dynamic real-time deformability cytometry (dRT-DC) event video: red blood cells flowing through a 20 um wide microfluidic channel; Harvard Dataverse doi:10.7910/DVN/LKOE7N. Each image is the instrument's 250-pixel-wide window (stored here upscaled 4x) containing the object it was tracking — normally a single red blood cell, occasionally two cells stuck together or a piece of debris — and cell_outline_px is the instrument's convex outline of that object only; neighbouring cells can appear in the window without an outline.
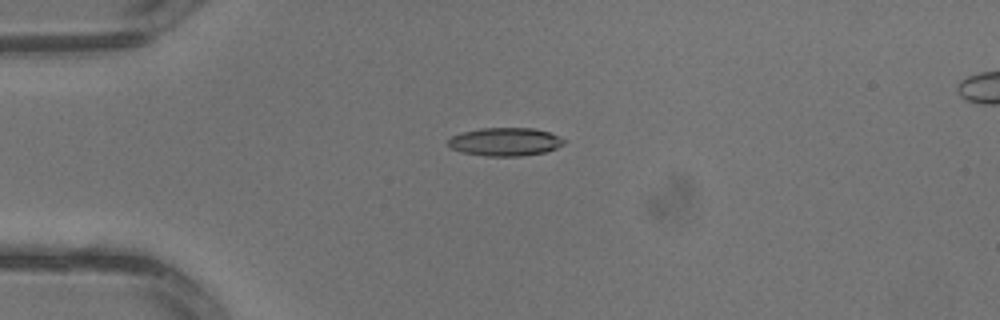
{"species": "common noctule bat (a hibernating species)", "species_latin": "Nyctalus noctula", "temperature_condition": "warm", "stored_images_in_passage": 4, "camera_frame_rate_fps": 3000, "um_per_image_px": 0.085, "animal": {"sex": "male", "body_mass_g": 13.3}, "frame": {"image": 1, "passage_image": 3, "time_ms": 0.667, "image_size_px": [1000, 320], "cell_outline_px": [[568, 140], [564, 144], [556, 148], [544, 152], [520, 156], [484, 156], [464, 152], [452, 148], [448, 144], [448, 140], [452, 136], [460, 132], [480, 128], [536, 128], [548, 132]], "centroid_in_image_um": [42.95, 12.04], "position_along_channel_um": 42.0, "area_um2": 19.07}}